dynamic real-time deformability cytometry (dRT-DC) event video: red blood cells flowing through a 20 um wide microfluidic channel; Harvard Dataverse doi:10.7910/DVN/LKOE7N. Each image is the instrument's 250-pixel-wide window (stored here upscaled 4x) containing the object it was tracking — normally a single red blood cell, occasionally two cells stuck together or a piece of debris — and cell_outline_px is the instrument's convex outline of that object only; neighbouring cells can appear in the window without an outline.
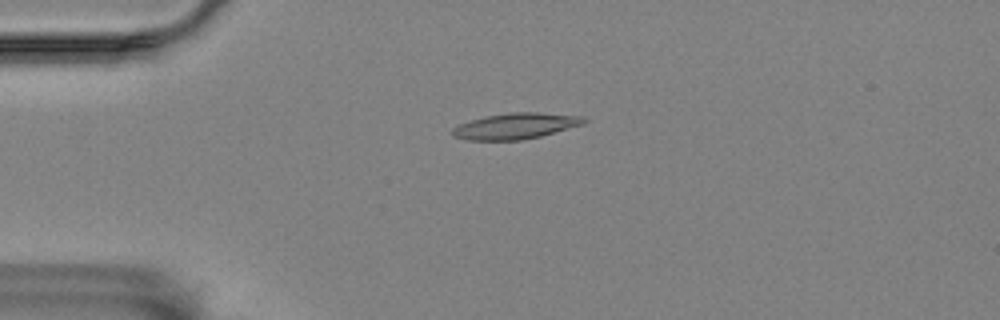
{"species": "Egyptian fruit bat (a non-hibernating species)", "species_latin": "Rousettus aegyptiacus", "temperature_condition": "room temperature", "stored_images_in_passage": 3, "camera_frame_rate_fps": 3000, "um_per_image_px": 0.085, "animal": {"sex": "female"}, "frame": {"image": 1, "passage_image": 2, "time_ms": 1.333, "image_size_px": [1000, 320], "cell_outline_px": [[588, 120], [584, 124], [540, 136], [520, 140], [468, 140], [456, 136], [452, 132], [452, 128], [460, 124], [484, 116], [508, 112], [536, 112], [580, 116]], "centroid_in_image_um": [43.84, 10.7], "position_along_channel_um": 41.2, "area_um2": 19.65}}